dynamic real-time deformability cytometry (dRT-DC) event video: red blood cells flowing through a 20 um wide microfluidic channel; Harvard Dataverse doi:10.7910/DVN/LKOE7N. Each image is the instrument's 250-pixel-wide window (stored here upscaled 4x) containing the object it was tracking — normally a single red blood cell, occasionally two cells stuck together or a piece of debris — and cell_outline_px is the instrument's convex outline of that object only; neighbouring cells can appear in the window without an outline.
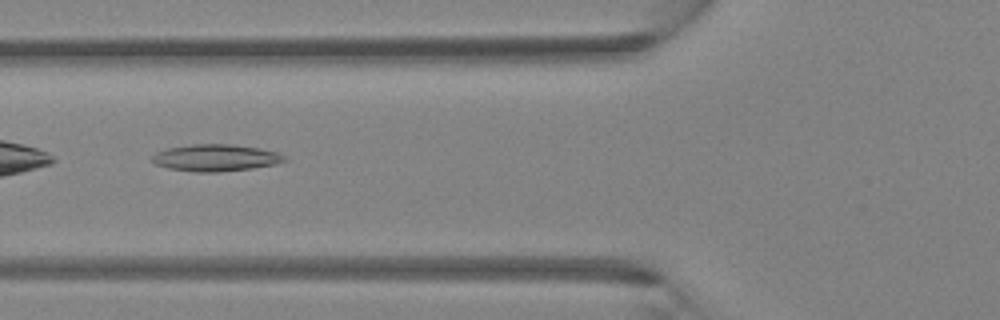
{"species": "Egyptian fruit bat (a non-hibernating species)", "species_latin": "Rousettus aegyptiacus", "temperature_condition": "room temperature", "stored_images_in_passage": 6, "camera_frame_rate_fps": 3000, "um_per_image_px": 0.085, "animal": {"sex": "female"}, "frame": {"image": 1, "passage_image": 4, "time_ms": 1.0, "image_size_px": [1000, 320], "cell_outline_px": [[288, 160], [276, 164], [252, 168], [220, 172], [196, 172], [168, 168], [156, 164], [152, 160], [152, 156], [156, 152], [168, 148], [192, 144], [228, 144], [260, 148], [280, 152]], "centroid_in_image_um": [18.36, 13.41], "position_along_channel_um": 107.4, "area_um2": 20.75}}
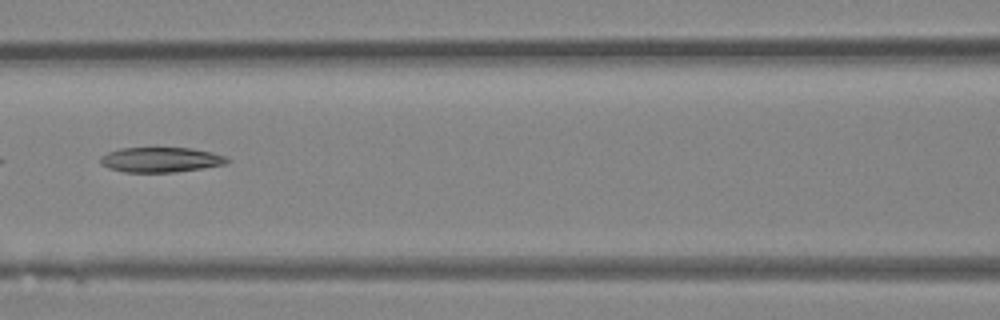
{"frame": {"image": 2, "passage_image": 5, "time_ms": 1.333, "image_size_px": [1000, 320], "cell_outline_px": [[232, 160], [224, 164], [204, 168], [176, 172], [124, 172], [108, 168], [100, 164], [100, 156], [108, 152], [120, 148], [192, 148], [212, 152], [224, 156]], "centroid_in_image_um": [13.65, 13.58], "position_along_channel_um": 152.9, "area_um2": 18.55}}
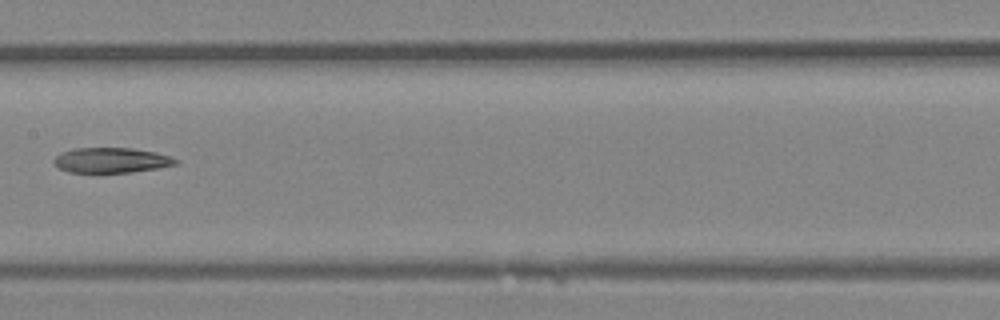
{"frame": {"image": 3, "passage_image": 6, "time_ms": 1.667, "image_size_px": [1000, 320], "cell_outline_px": [[180, 160], [176, 164], [156, 168], [132, 172], [68, 172], [52, 164], [52, 160], [60, 152], [72, 148], [132, 148], [156, 152]], "centroid_in_image_um": [9.41, 13.61], "position_along_channel_um": 198.0, "area_um2": 17.86}}